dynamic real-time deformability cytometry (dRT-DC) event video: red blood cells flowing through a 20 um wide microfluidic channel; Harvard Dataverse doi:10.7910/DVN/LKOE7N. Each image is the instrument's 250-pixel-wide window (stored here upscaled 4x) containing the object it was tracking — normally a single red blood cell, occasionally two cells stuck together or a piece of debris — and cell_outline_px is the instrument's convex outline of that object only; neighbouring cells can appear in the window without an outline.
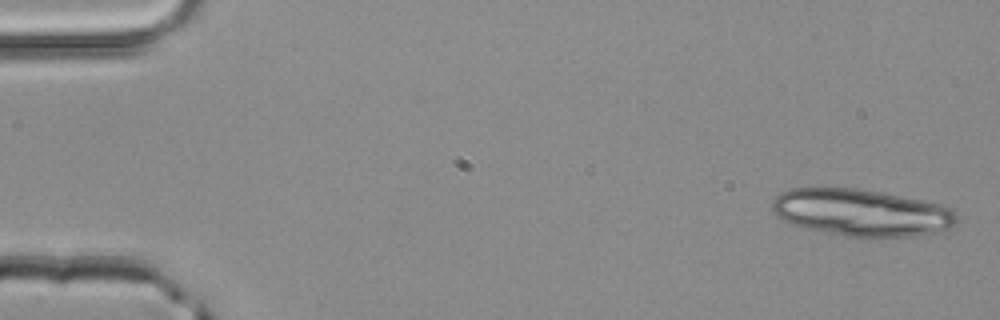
{"species": "common noctule bat (a hibernating species)", "species_latin": "Nyctalus noctula", "temperature_condition": "room temperature", "stored_images_in_passage": 4, "camera_frame_rate_fps": 3000, "um_per_image_px": 0.085, "animal": {"sex": "male", "body_mass_g": 20.4}, "frame": {"image": 1, "passage_image": 1, "time_ms": 0.0, "image_size_px": [1000, 320], "cell_outline_px": [[956, 224], [940, 232], [912, 236], [848, 236], [792, 224], [776, 216], [772, 212], [772, 200], [780, 192], [792, 188], [856, 188], [884, 192], [940, 204], [952, 208], [956, 212]], "centroid_in_image_um": [73.23, 18.05], "position_along_channel_um": 11.8, "area_um2": 50.29}}